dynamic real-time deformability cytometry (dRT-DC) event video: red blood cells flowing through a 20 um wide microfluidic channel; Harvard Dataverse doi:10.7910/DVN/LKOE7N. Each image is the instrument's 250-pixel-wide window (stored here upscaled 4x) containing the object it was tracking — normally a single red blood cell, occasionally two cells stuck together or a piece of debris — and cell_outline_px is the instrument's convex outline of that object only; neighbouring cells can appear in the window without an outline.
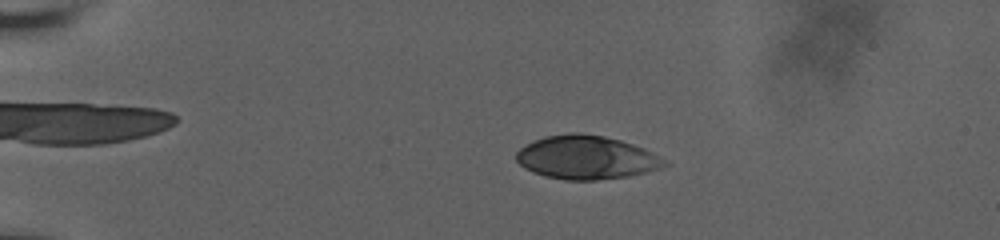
{"species": "human", "species_latin": "Homo sapiens", "temperature_condition": "room temperature", "stored_images_in_passage": 47, "camera_frame_rate_fps": 3000, "um_per_image_px": 0.085, "donor": {"sex": "male"}, "frame": {"image": 1, "passage_image": 6, "time_ms": 3.667, "image_size_px": [1000, 240], "cell_outline_px": [[672, 164], [660, 168], [628, 176], [596, 180], [564, 180], [544, 176], [532, 172], [524, 168], [516, 160], [516, 152], [520, 148], [532, 140], [544, 136], [568, 132], [580, 132], [604, 136], [620, 140], [644, 148]], "centroid_in_image_um": [49.8, 13.37], "position_along_channel_um": 35.2, "area_um2": 37.86}}
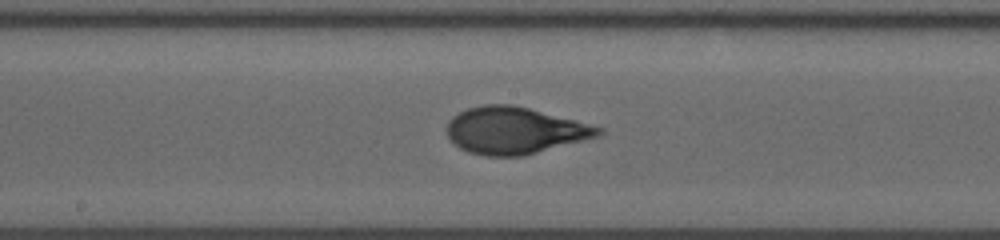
{"frame": {"image": 2, "passage_image": 22, "time_ms": 10.333, "image_size_px": [1000, 240], "cell_outline_px": [[604, 132], [600, 136], [524, 156], [484, 156], [468, 152], [460, 148], [448, 136], [448, 120], [452, 116], [468, 108], [484, 104], [512, 104], [576, 120], [604, 128]], "centroid_in_image_um": [43.77, 11.1], "position_along_channel_um": 204.4, "area_um2": 41.38}}
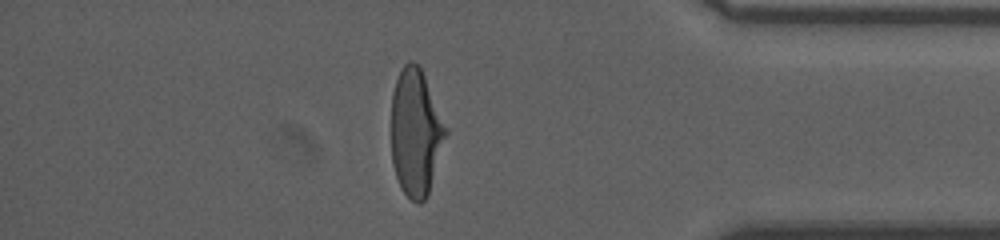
{"frame": {"image": 3, "passage_image": 39, "time_ms": 16.333, "image_size_px": [1000, 240], "cell_outline_px": [[448, 132], [428, 196], [420, 204], [416, 204], [400, 188], [392, 164], [392, 92], [396, 80], [404, 64], [408, 60], [412, 60], [420, 68], [424, 76], [448, 128]], "centroid_in_image_um": [35.35, 11.3], "position_along_channel_um": 399.9, "area_um2": 40.34}, "authors_computed_cell_mechanics": {"area_um2": 40.8068, "velocity_mm_per_s": 3.6395, "shape_relaxation_time_tau1_ms": 5.0673, "shape_relaxation_time_tau2_ms": 0.7202, "deformation_change_tau1": 0.2101, "deformation_change_tau2": 0.0598}}